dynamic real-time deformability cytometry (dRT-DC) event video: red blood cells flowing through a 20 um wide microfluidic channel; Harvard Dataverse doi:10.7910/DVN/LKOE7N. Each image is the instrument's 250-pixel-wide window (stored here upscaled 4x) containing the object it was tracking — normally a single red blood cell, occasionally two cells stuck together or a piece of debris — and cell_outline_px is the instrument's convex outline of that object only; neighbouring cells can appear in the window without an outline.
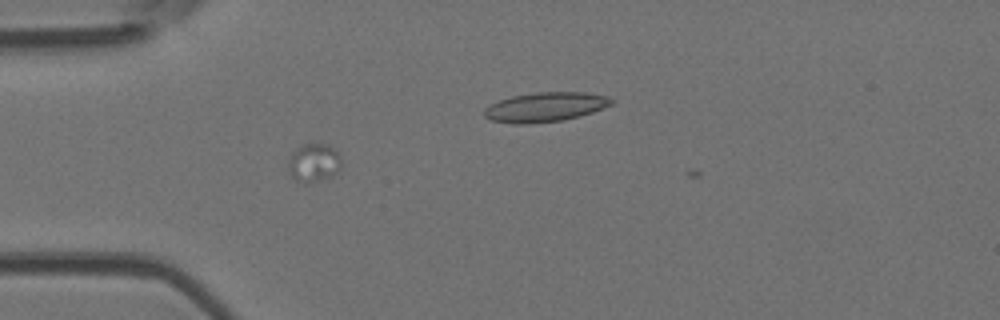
{"species": "Egyptian fruit bat (a non-hibernating species)", "species_latin": "Rousettus aegyptiacus", "temperature_condition": "room temperature", "stored_images_in_passage": 39, "camera_frame_rate_fps": 3000, "um_per_image_px": 0.085, "animal": {"sex": "female"}, "frame": {"image": 1, "passage_image": 2, "time_ms": 0.333, "image_size_px": [1000, 320], "cell_outline_px": [[340, 168], [332, 176], [308, 184], [304, 184], [296, 180], [288, 172], [288, 160], [292, 152], [300, 144], [328, 144], [340, 156]], "centroid_in_image_um": [26.63, 13.84], "position_along_channel_um": 58.4, "area_um2": 11.96}}